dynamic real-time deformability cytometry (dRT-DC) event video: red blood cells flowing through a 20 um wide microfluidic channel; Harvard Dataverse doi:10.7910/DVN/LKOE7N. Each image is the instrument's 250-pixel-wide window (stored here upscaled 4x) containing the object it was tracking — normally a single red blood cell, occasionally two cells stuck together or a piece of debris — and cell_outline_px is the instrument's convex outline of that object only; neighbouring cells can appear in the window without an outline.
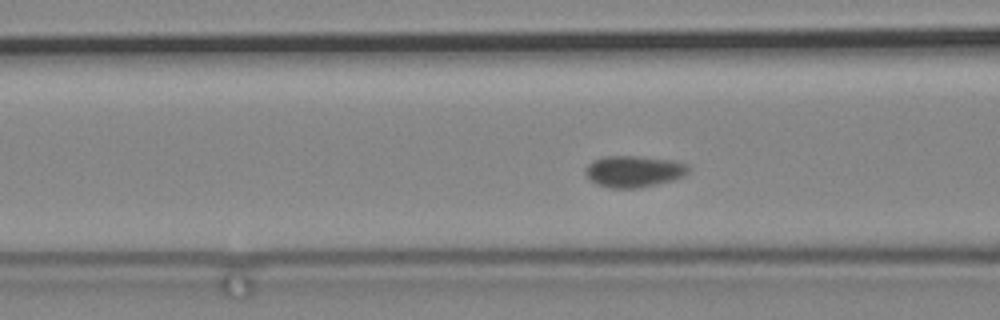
{"species": "common noctule bat (a hibernating species)", "species_latin": "Nyctalus noctula", "temperature_condition": "cold", "stored_images_in_passage": 24, "camera_frame_rate_fps": 3000, "um_per_image_px": 0.085, "animal": {"sex": "male", "body_mass_g": 19.2, "forearm_length_mm": 51.8}, "frame": {"image": 1, "passage_image": 21, "time_ms": 6.667, "image_size_px": [1000, 320], "cell_outline_px": [[688, 172], [684, 176], [672, 180], [656, 184], [636, 188], [608, 188], [596, 184], [588, 180], [584, 172], [584, 168], [592, 160], [604, 156], [636, 156], [672, 160], [688, 164]], "centroid_in_image_um": [53.81, 14.57], "position_along_channel_um": 112.8, "area_um2": 19.07}}